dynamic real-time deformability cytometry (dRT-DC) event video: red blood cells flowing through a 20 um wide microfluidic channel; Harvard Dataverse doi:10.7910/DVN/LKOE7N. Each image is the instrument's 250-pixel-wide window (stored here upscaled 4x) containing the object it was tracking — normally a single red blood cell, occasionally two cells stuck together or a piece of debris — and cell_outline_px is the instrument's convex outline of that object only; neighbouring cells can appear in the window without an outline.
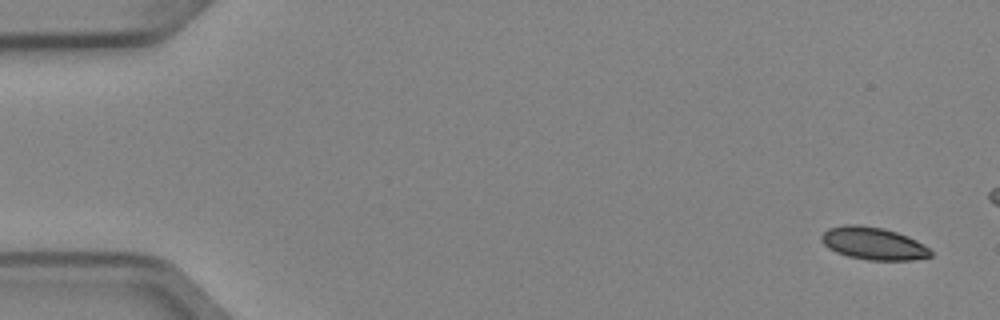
{"species": "Egyptian fruit bat (a non-hibernating species)", "species_latin": "Rousettus aegyptiacus", "temperature_condition": "cold", "stored_images_in_passage": 5, "camera_frame_rate_fps": 3000, "um_per_image_px": 0.085, "animal": {"sex": "female"}, "frame": {"image": 1, "passage_image": 1, "time_ms": 0.0, "image_size_px": [1000, 320], "cell_outline_px": [[932, 256], [912, 260], [868, 260], [848, 256], [836, 252], [828, 248], [820, 240], [820, 236], [828, 228], [844, 224], [860, 224], [884, 228], [908, 236], [924, 244], [932, 252]], "centroid_in_image_um": [74.22, 20.68], "position_along_channel_um": 10.8, "area_um2": 20.87}}